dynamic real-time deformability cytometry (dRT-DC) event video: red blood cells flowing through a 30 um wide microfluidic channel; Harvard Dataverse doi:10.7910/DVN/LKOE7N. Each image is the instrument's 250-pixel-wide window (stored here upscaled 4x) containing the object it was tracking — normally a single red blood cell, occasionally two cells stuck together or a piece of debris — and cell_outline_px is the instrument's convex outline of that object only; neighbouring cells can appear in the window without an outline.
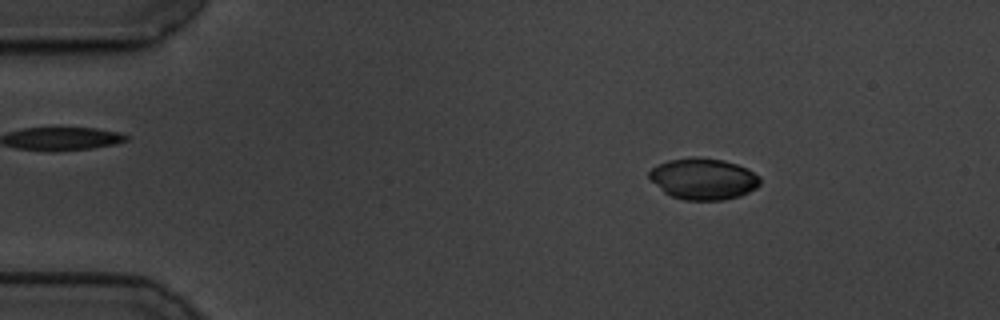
{"species": "common noctule bat (a hibernating species)", "species_latin": "Nyctalus noctula", "temperature_condition": "cold", "stored_images_in_passage": 57, "camera_frame_rate_fps": 3000, "um_per_image_px": 0.085, "animal": {"sex": "male", "body_mass_g": 19.5, "forearm_length_mm": 54.6}, "frame": {"image": 1, "passage_image": 8, "time_ms": 2.333, "image_size_px": [1000, 320], "cell_outline_px": [[760, 184], [756, 188], [740, 196], [724, 200], [684, 200], [672, 196], [664, 192], [648, 176], [648, 172], [656, 164], [668, 160], [692, 156], [696, 156], [724, 160], [748, 168], [760, 176]], "centroid_in_image_um": [59.79, 15.19], "position_along_channel_um": 25.2, "area_um2": 26.93}}
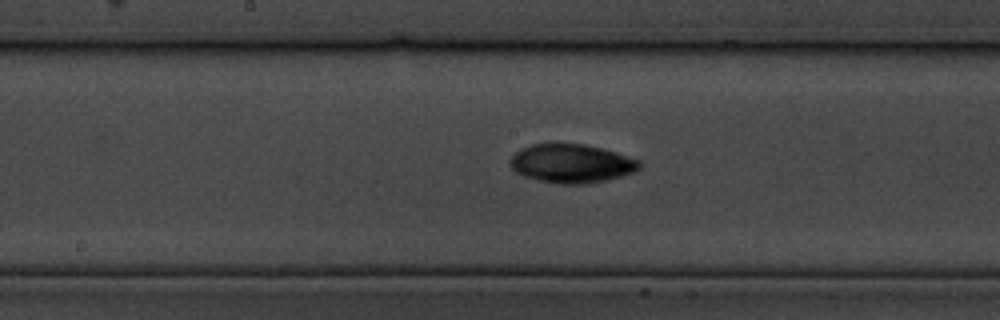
{"frame": {"image": 2, "passage_image": 29, "time_ms": 9.333, "image_size_px": [1000, 320], "cell_outline_px": [[640, 168], [632, 172], [620, 176], [604, 180], [584, 184], [560, 184], [540, 180], [524, 176], [516, 172], [508, 164], [508, 160], [516, 152], [532, 144], [552, 140], [584, 144], [616, 152], [640, 160]], "centroid_in_image_um": [48.52, 13.85], "position_along_channel_um": 199.7, "area_um2": 29.59}}
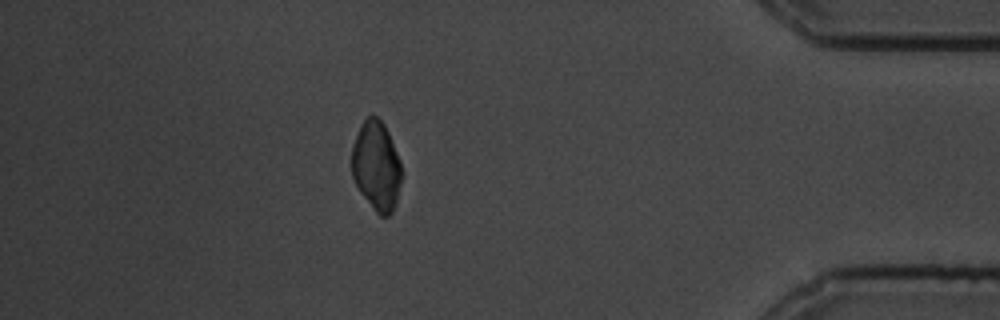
{"frame": {"image": 3, "passage_image": 50, "time_ms": 16.333, "image_size_px": [1000, 320], "cell_outline_px": [[400, 184], [396, 204], [392, 212], [388, 216], [380, 216], [376, 212], [360, 192], [352, 176], [352, 144], [360, 124], [368, 116], [376, 116], [384, 124], [388, 132], [400, 160]], "centroid_in_image_um": [31.98, 14.1], "position_along_channel_um": 403.2, "area_um2": 25.78}, "authors_computed_cell_mechanics": {"area_um2": 27.166, "velocity_mm_per_s": 3.4831, "shape_relaxation_time_tau1_ms": 2.6163, "shape_relaxation_time_tau2_ms": null, "deformation_change_tau1": 0.0663, "deformation_change_tau2": null}}